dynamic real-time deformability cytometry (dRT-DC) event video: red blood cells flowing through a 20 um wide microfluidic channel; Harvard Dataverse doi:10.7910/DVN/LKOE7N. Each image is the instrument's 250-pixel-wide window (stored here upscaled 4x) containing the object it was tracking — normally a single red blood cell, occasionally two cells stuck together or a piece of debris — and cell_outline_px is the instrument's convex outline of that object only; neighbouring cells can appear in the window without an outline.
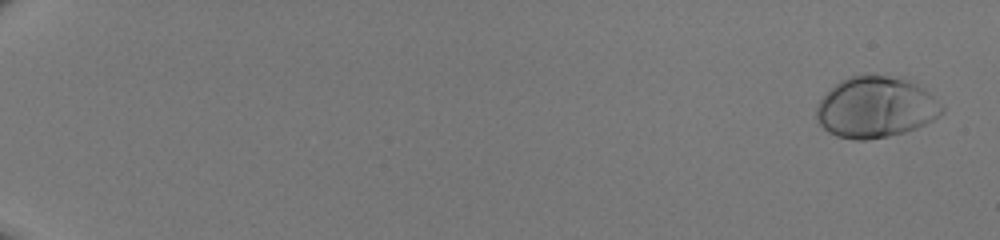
{"species": "human", "species_latin": "Homo sapiens", "temperature_condition": "room temperature", "stored_images_in_passage": 50, "camera_frame_rate_fps": 3000, "um_per_image_px": 0.085, "donor": {"sex": "male"}, "frame": {"image": 1, "passage_image": 1, "time_ms": 0.0, "image_size_px": [1000, 240], "cell_outline_px": [[944, 112], [940, 116], [916, 128], [904, 132], [888, 136], [864, 140], [852, 140], [836, 136], [828, 132], [816, 120], [816, 108], [820, 100], [840, 80], [852, 76], [888, 76], [916, 80], [944, 108]], "centroid_in_image_um": [74.45, 9.13], "position_along_channel_um": 10.6, "area_um2": 44.56}}
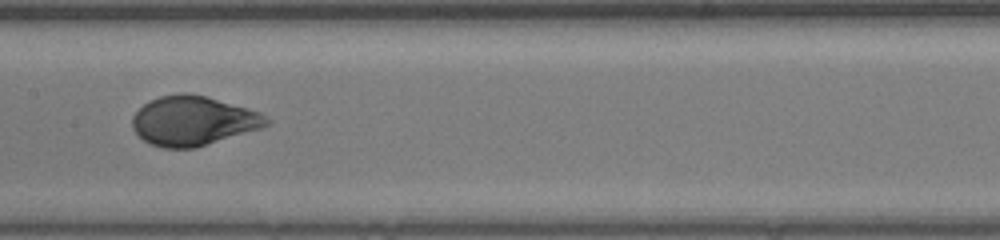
{"frame": {"image": 2, "passage_image": 29, "time_ms": 9.333, "image_size_px": [1000, 240], "cell_outline_px": [[272, 120], [264, 128], [196, 148], [164, 148], [148, 144], [132, 128], [132, 116], [148, 100], [160, 96], [176, 92], [188, 92], [208, 96], [248, 108], [260, 112]], "centroid_in_image_um": [16.44, 10.26], "position_along_channel_um": 191.0, "area_um2": 39.3}}
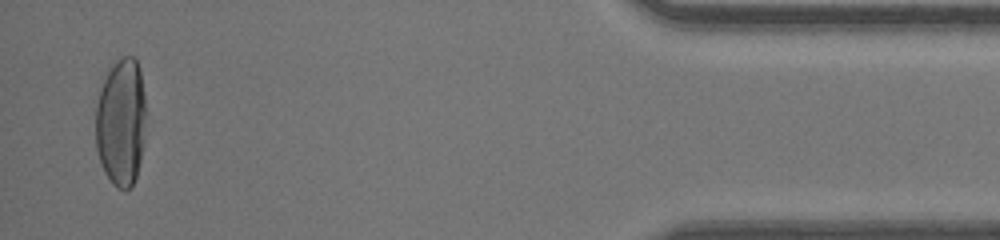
{"frame": {"image": 3, "passage_image": 49, "time_ms": 16.0, "image_size_px": [1000, 240], "cell_outline_px": [[144, 140], [140, 160], [136, 176], [132, 184], [128, 188], [116, 188], [112, 184], [104, 172], [100, 164], [96, 148], [96, 104], [100, 88], [112, 64], [120, 56], [132, 56], [136, 60], [140, 68], [144, 92]], "centroid_in_image_um": [10.27, 10.37], "position_along_channel_um": 424.9, "area_um2": 37.57}}